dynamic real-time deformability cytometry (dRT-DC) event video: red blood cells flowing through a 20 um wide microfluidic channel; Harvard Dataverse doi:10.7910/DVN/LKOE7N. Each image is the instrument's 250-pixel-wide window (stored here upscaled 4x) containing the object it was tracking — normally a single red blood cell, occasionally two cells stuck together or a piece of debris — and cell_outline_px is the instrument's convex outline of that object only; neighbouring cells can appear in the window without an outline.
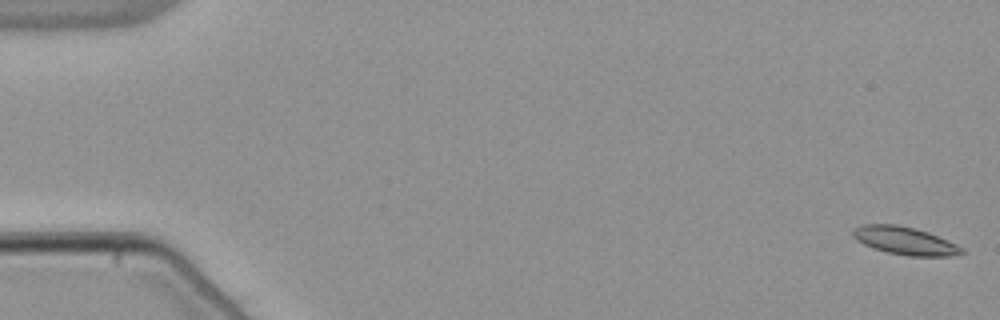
{"species": "common noctule bat (a hibernating species)", "species_latin": "Nyctalus noctula", "temperature_condition": "warm", "stored_images_in_passage": 55, "camera_frame_rate_fps": 3000, "um_per_image_px": 0.085, "animal": {"sex": "male", "body_mass_g": 21.5, "forearm_length_mm": 52.0}, "frame": {"image": 1, "passage_image": 1, "time_ms": 0.0, "image_size_px": [1000, 320], "cell_outline_px": [[964, 252], [956, 256], [908, 256], [888, 252], [872, 248], [856, 240], [852, 236], [852, 232], [856, 228], [864, 224], [896, 224], [928, 232], [956, 244], [964, 248]], "centroid_in_image_um": [76.92, 20.47], "position_along_channel_um": 8.1, "area_um2": 17.57}}
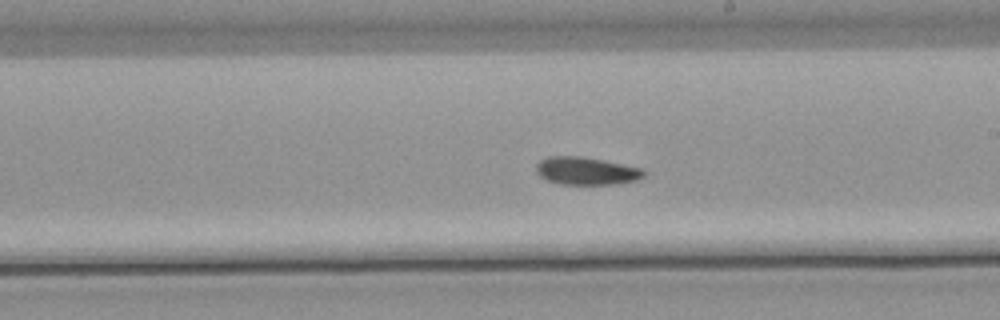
{"frame": {"image": 2, "passage_image": 32, "time_ms": 10.333, "image_size_px": [1000, 320], "cell_outline_px": [[644, 176], [636, 180], [620, 184], [560, 184], [544, 180], [536, 172], [536, 164], [540, 160], [548, 156], [580, 156], [640, 168], [644, 172]], "centroid_in_image_um": [49.76, 14.54], "position_along_channel_um": 239.2, "area_um2": 17.28}}
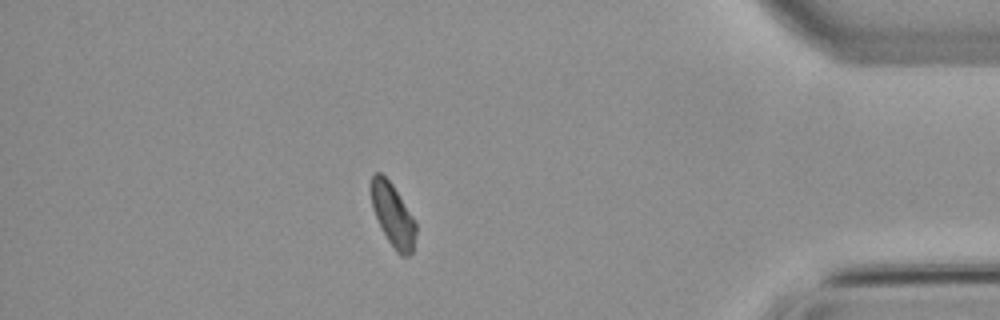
{"frame": {"image": 3, "passage_image": 48, "time_ms": 15.667, "image_size_px": [1000, 320], "cell_outline_px": [[416, 232], [412, 252], [408, 256], [400, 256], [396, 252], [388, 240], [372, 208], [368, 188], [368, 184], [372, 176], [376, 172], [380, 172], [392, 184], [412, 216], [416, 224]], "centroid_in_image_um": [33.35, 18.25], "position_along_channel_um": 401.8, "area_um2": 16.42}, "authors_computed_cell_mechanics": {"area_um2": 17.2244, "velocity_mm_per_s": 3.8016, "shape_relaxation_time_tau1_ms": 11.3091, "shape_relaxation_time_tau2_ms": null, "deformation_change_tau1": 0.1515, "deformation_change_tau2": null}}